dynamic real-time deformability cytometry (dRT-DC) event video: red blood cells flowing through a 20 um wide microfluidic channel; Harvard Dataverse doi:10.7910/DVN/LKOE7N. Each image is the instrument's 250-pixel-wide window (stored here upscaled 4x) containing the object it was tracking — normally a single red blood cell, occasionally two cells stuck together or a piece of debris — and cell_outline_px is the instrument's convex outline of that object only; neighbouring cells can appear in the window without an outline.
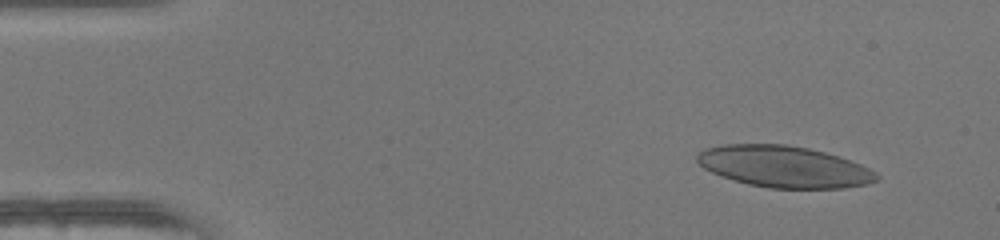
{"species": "human", "species_latin": "Homo sapiens", "temperature_condition": "warm", "stored_images_in_passage": 49, "camera_frame_rate_fps": 3000, "um_per_image_px": 0.085, "donor": {"sex": "female"}, "frame": {"image": 1, "passage_image": 5, "time_ms": 1.333, "image_size_px": [1000, 240], "cell_outline_px": [[880, 176], [876, 180], [864, 184], [844, 188], [768, 188], [748, 184], [712, 172], [704, 168], [696, 160], [696, 156], [704, 148], [724, 144], [784, 144], [808, 148], [824, 152], [860, 164], [876, 172]], "centroid_in_image_um": [66.62, 14.16], "position_along_channel_um": 18.4, "area_um2": 43.0}}
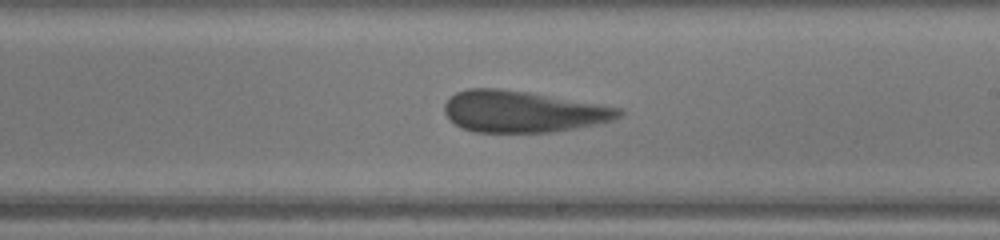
{"frame": {"image": 2, "passage_image": 29, "time_ms": 9.333, "image_size_px": [1000, 240], "cell_outline_px": [[624, 112], [620, 116], [612, 120], [596, 124], [576, 128], [552, 132], [476, 132], [460, 128], [444, 112], [444, 104], [456, 92], [468, 88], [500, 88], [528, 92], [624, 108]], "centroid_in_image_um": [44.45, 9.48], "position_along_channel_um": 244.5, "area_um2": 42.14}}
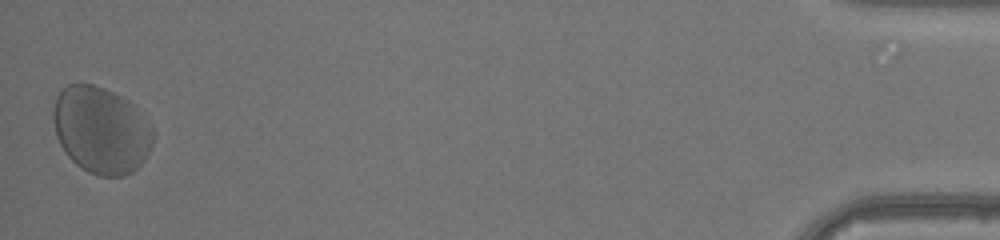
{"frame": {"image": 3, "passage_image": 49, "time_ms": 16.0, "image_size_px": [1000, 240], "cell_outline_px": [[152, 144], [144, 160], [132, 172], [124, 176], [100, 176], [88, 172], [76, 164], [68, 156], [60, 144], [56, 136], [52, 116], [56, 96], [68, 84], [92, 84], [104, 88], [128, 100], [132, 104], [152, 128]], "centroid_in_image_um": [8.56, 11.07], "position_along_channel_um": 426.6, "area_um2": 50.11}, "authors_computed_cell_mechanics": {"area_um2": 42.772, "velocity_mm_per_s": 4.1587, "shape_relaxation_time_tau1_ms": 5.1706, "shape_relaxation_time_tau2_ms": 1.8632, "deformation_change_tau1": 0.1176, "deformation_change_tau2": 0.106}}